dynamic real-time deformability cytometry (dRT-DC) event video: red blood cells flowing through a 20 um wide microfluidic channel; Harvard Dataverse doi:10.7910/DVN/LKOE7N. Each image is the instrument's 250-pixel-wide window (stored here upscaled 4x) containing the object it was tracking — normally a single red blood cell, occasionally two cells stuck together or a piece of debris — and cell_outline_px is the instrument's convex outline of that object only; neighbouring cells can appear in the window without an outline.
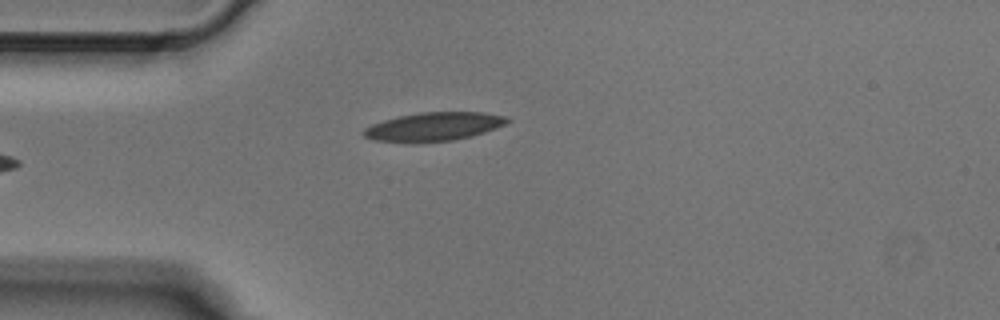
{"species": "Egyptian fruit bat (a non-hibernating species)", "species_latin": "Rousettus aegyptiacus", "temperature_condition": "cold", "stored_images_in_passage": 4, "camera_frame_rate_fps": 3000, "um_per_image_px": 0.085, "animal": {"sex": "male"}, "frame": {"image": 1, "passage_image": 4, "time_ms": 1.0, "image_size_px": [1000, 320], "cell_outline_px": [[512, 120], [496, 128], [472, 136], [452, 140], [416, 144], [408, 144], [372, 140], [364, 136], [360, 132], [364, 128], [372, 124], [384, 120], [400, 116], [420, 112], [484, 112], [504, 116]], "centroid_in_image_um": [36.8, 10.79], "position_along_channel_um": 48.2, "area_um2": 24.39}}